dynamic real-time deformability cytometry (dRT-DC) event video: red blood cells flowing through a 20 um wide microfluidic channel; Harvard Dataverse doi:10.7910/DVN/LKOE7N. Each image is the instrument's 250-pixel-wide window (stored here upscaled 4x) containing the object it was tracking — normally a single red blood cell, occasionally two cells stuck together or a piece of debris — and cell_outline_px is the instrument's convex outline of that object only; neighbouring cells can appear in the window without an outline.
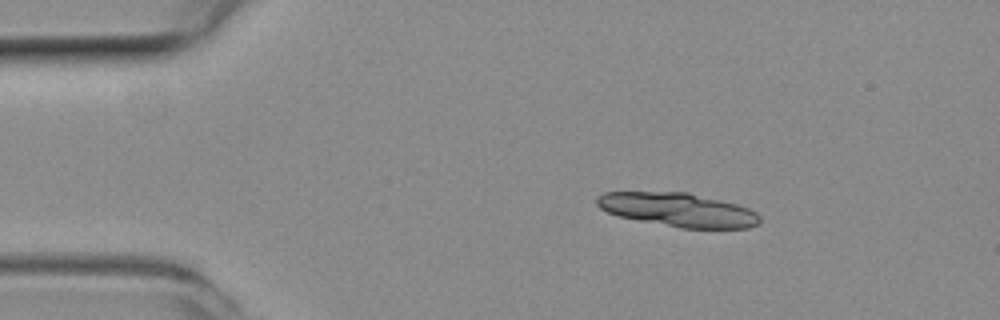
{"species": "common noctule bat (a hibernating species)", "species_latin": "Nyctalus noctula", "temperature_condition": "room temperature", "stored_images_in_passage": 14, "segment_of_instrument_passage": [1, 2], "camera_frame_rate_fps": 3000, "um_per_image_px": 0.085, "animal": {"sex": "female", "body_mass_g": 19.3, "forearm_length_mm": 54.1}, "frame": {"image": 1, "passage_image": 1, "time_ms": 0.0, "image_size_px": [1000, 320], "cell_outline_px": [[760, 220], [756, 224], [748, 228], [680, 228], [620, 216], [608, 212], [600, 208], [596, 204], [596, 196], [604, 192], [688, 192], [736, 204], [748, 208], [756, 212], [760, 216]], "centroid_in_image_um": [57.62, 17.82], "position_along_channel_um": 27.4, "area_um2": 31.79}}